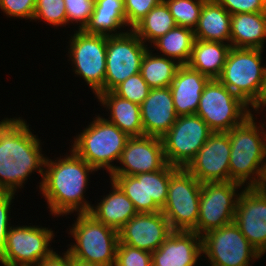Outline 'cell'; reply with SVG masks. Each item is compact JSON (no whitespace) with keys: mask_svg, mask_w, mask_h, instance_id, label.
Returning a JSON list of instances; mask_svg holds the SVG:
<instances>
[{"mask_svg":"<svg viewBox=\"0 0 266 266\" xmlns=\"http://www.w3.org/2000/svg\"><path fill=\"white\" fill-rule=\"evenodd\" d=\"M40 145L23 118L0 121V191L16 193L34 172L43 179L46 156Z\"/></svg>","mask_w":266,"mask_h":266,"instance_id":"obj_1","label":"cell"},{"mask_svg":"<svg viewBox=\"0 0 266 266\" xmlns=\"http://www.w3.org/2000/svg\"><path fill=\"white\" fill-rule=\"evenodd\" d=\"M69 151V155L56 160L46 157L43 179L38 186L54 217L71 215L74 211L89 213L93 205L84 199V193L89 175L96 170L72 149Z\"/></svg>","mask_w":266,"mask_h":266,"instance_id":"obj_2","label":"cell"},{"mask_svg":"<svg viewBox=\"0 0 266 266\" xmlns=\"http://www.w3.org/2000/svg\"><path fill=\"white\" fill-rule=\"evenodd\" d=\"M249 115L229 132L230 181L248 187H263L266 180V125Z\"/></svg>","mask_w":266,"mask_h":266,"instance_id":"obj_3","label":"cell"},{"mask_svg":"<svg viewBox=\"0 0 266 266\" xmlns=\"http://www.w3.org/2000/svg\"><path fill=\"white\" fill-rule=\"evenodd\" d=\"M263 51L256 48L231 47L221 75L217 78L253 111L255 110L254 113L262 112L265 74V65L262 63Z\"/></svg>","mask_w":266,"mask_h":266,"instance_id":"obj_4","label":"cell"},{"mask_svg":"<svg viewBox=\"0 0 266 266\" xmlns=\"http://www.w3.org/2000/svg\"><path fill=\"white\" fill-rule=\"evenodd\" d=\"M93 119L74 137L71 149L96 171L106 170L110 175L130 137L100 114Z\"/></svg>","mask_w":266,"mask_h":266,"instance_id":"obj_5","label":"cell"},{"mask_svg":"<svg viewBox=\"0 0 266 266\" xmlns=\"http://www.w3.org/2000/svg\"><path fill=\"white\" fill-rule=\"evenodd\" d=\"M75 239L67 251L74 259L114 266L119 232L97 221L89 213H77L76 221L69 229Z\"/></svg>","mask_w":266,"mask_h":266,"instance_id":"obj_6","label":"cell"},{"mask_svg":"<svg viewBox=\"0 0 266 266\" xmlns=\"http://www.w3.org/2000/svg\"><path fill=\"white\" fill-rule=\"evenodd\" d=\"M251 110L218 79H210L201 94L196 114L213 132H229L251 115Z\"/></svg>","mask_w":266,"mask_h":266,"instance_id":"obj_7","label":"cell"},{"mask_svg":"<svg viewBox=\"0 0 266 266\" xmlns=\"http://www.w3.org/2000/svg\"><path fill=\"white\" fill-rule=\"evenodd\" d=\"M201 188L202 184L185 168H178L170 176L161 212L173 231H193L197 227Z\"/></svg>","mask_w":266,"mask_h":266,"instance_id":"obj_8","label":"cell"},{"mask_svg":"<svg viewBox=\"0 0 266 266\" xmlns=\"http://www.w3.org/2000/svg\"><path fill=\"white\" fill-rule=\"evenodd\" d=\"M70 37L67 55L70 54L68 61H72V71L83 78L96 98L104 92L107 36L75 30Z\"/></svg>","mask_w":266,"mask_h":266,"instance_id":"obj_9","label":"cell"},{"mask_svg":"<svg viewBox=\"0 0 266 266\" xmlns=\"http://www.w3.org/2000/svg\"><path fill=\"white\" fill-rule=\"evenodd\" d=\"M201 237L203 257H208L211 266H250L262 257L234 221Z\"/></svg>","mask_w":266,"mask_h":266,"instance_id":"obj_10","label":"cell"},{"mask_svg":"<svg viewBox=\"0 0 266 266\" xmlns=\"http://www.w3.org/2000/svg\"><path fill=\"white\" fill-rule=\"evenodd\" d=\"M244 188L243 185L234 181L202 183L199 217L193 232L202 236L211 230L232 223L240 192Z\"/></svg>","mask_w":266,"mask_h":266,"instance_id":"obj_11","label":"cell"},{"mask_svg":"<svg viewBox=\"0 0 266 266\" xmlns=\"http://www.w3.org/2000/svg\"><path fill=\"white\" fill-rule=\"evenodd\" d=\"M213 133L197 114L178 116L161 138L166 162L185 168Z\"/></svg>","mask_w":266,"mask_h":266,"instance_id":"obj_12","label":"cell"},{"mask_svg":"<svg viewBox=\"0 0 266 266\" xmlns=\"http://www.w3.org/2000/svg\"><path fill=\"white\" fill-rule=\"evenodd\" d=\"M149 48L130 29L119 36H107L104 92L140 73L142 59Z\"/></svg>","mask_w":266,"mask_h":266,"instance_id":"obj_13","label":"cell"},{"mask_svg":"<svg viewBox=\"0 0 266 266\" xmlns=\"http://www.w3.org/2000/svg\"><path fill=\"white\" fill-rule=\"evenodd\" d=\"M54 234L52 229L38 225H13L9 229L4 258L0 263L3 266H37L54 252L49 247Z\"/></svg>","mask_w":266,"mask_h":266,"instance_id":"obj_14","label":"cell"},{"mask_svg":"<svg viewBox=\"0 0 266 266\" xmlns=\"http://www.w3.org/2000/svg\"><path fill=\"white\" fill-rule=\"evenodd\" d=\"M231 144L226 132H214L185 169L201 184L230 181Z\"/></svg>","mask_w":266,"mask_h":266,"instance_id":"obj_15","label":"cell"},{"mask_svg":"<svg viewBox=\"0 0 266 266\" xmlns=\"http://www.w3.org/2000/svg\"><path fill=\"white\" fill-rule=\"evenodd\" d=\"M234 222L261 255L266 253V189L248 187L240 192Z\"/></svg>","mask_w":266,"mask_h":266,"instance_id":"obj_16","label":"cell"},{"mask_svg":"<svg viewBox=\"0 0 266 266\" xmlns=\"http://www.w3.org/2000/svg\"><path fill=\"white\" fill-rule=\"evenodd\" d=\"M121 166L110 175H136L162 169L166 164L162 140L159 137H130L119 159Z\"/></svg>","mask_w":266,"mask_h":266,"instance_id":"obj_17","label":"cell"},{"mask_svg":"<svg viewBox=\"0 0 266 266\" xmlns=\"http://www.w3.org/2000/svg\"><path fill=\"white\" fill-rule=\"evenodd\" d=\"M119 243L149 252L157 250L173 232L162 212L137 213L119 231Z\"/></svg>","mask_w":266,"mask_h":266,"instance_id":"obj_18","label":"cell"},{"mask_svg":"<svg viewBox=\"0 0 266 266\" xmlns=\"http://www.w3.org/2000/svg\"><path fill=\"white\" fill-rule=\"evenodd\" d=\"M152 254V266H197L202 237L193 231H173Z\"/></svg>","mask_w":266,"mask_h":266,"instance_id":"obj_19","label":"cell"},{"mask_svg":"<svg viewBox=\"0 0 266 266\" xmlns=\"http://www.w3.org/2000/svg\"><path fill=\"white\" fill-rule=\"evenodd\" d=\"M140 111L145 136L162 138L178 118L169 87L151 89Z\"/></svg>","mask_w":266,"mask_h":266,"instance_id":"obj_20","label":"cell"},{"mask_svg":"<svg viewBox=\"0 0 266 266\" xmlns=\"http://www.w3.org/2000/svg\"><path fill=\"white\" fill-rule=\"evenodd\" d=\"M210 78L198 71L181 65L169 88L178 116L196 114L199 100Z\"/></svg>","mask_w":266,"mask_h":266,"instance_id":"obj_21","label":"cell"},{"mask_svg":"<svg viewBox=\"0 0 266 266\" xmlns=\"http://www.w3.org/2000/svg\"><path fill=\"white\" fill-rule=\"evenodd\" d=\"M110 182L112 192L103 195L97 205L93 204L89 214L97 221L119 231L138 212L122 189L113 180Z\"/></svg>","mask_w":266,"mask_h":266,"instance_id":"obj_22","label":"cell"},{"mask_svg":"<svg viewBox=\"0 0 266 266\" xmlns=\"http://www.w3.org/2000/svg\"><path fill=\"white\" fill-rule=\"evenodd\" d=\"M98 101L108 108V121L116 125L129 137L144 136L140 105L115 95L112 91L100 93Z\"/></svg>","mask_w":266,"mask_h":266,"instance_id":"obj_23","label":"cell"},{"mask_svg":"<svg viewBox=\"0 0 266 266\" xmlns=\"http://www.w3.org/2000/svg\"><path fill=\"white\" fill-rule=\"evenodd\" d=\"M230 27L231 47L265 48L266 12L233 14Z\"/></svg>","mask_w":266,"mask_h":266,"instance_id":"obj_24","label":"cell"},{"mask_svg":"<svg viewBox=\"0 0 266 266\" xmlns=\"http://www.w3.org/2000/svg\"><path fill=\"white\" fill-rule=\"evenodd\" d=\"M230 25L231 14L215 0H206L194 29L195 39L230 44Z\"/></svg>","mask_w":266,"mask_h":266,"instance_id":"obj_25","label":"cell"},{"mask_svg":"<svg viewBox=\"0 0 266 266\" xmlns=\"http://www.w3.org/2000/svg\"><path fill=\"white\" fill-rule=\"evenodd\" d=\"M125 26L128 24L124 0H95L94 12L83 31L88 34L119 36L125 33V30L122 31Z\"/></svg>","mask_w":266,"mask_h":266,"instance_id":"obj_26","label":"cell"},{"mask_svg":"<svg viewBox=\"0 0 266 266\" xmlns=\"http://www.w3.org/2000/svg\"><path fill=\"white\" fill-rule=\"evenodd\" d=\"M230 49L231 44L195 39L186 65L210 79H217L221 75Z\"/></svg>","mask_w":266,"mask_h":266,"instance_id":"obj_27","label":"cell"},{"mask_svg":"<svg viewBox=\"0 0 266 266\" xmlns=\"http://www.w3.org/2000/svg\"><path fill=\"white\" fill-rule=\"evenodd\" d=\"M194 41V30L176 25L155 40L153 47L162 53L161 56L174 59L180 65H186L189 62Z\"/></svg>","mask_w":266,"mask_h":266,"instance_id":"obj_28","label":"cell"},{"mask_svg":"<svg viewBox=\"0 0 266 266\" xmlns=\"http://www.w3.org/2000/svg\"><path fill=\"white\" fill-rule=\"evenodd\" d=\"M148 49L142 59L140 73L151 89L169 87L178 68L176 60L152 53Z\"/></svg>","mask_w":266,"mask_h":266,"instance_id":"obj_29","label":"cell"},{"mask_svg":"<svg viewBox=\"0 0 266 266\" xmlns=\"http://www.w3.org/2000/svg\"><path fill=\"white\" fill-rule=\"evenodd\" d=\"M176 23L171 15L168 6L162 0L156 5L141 21L131 30L145 43H152L172 30ZM148 42V43H147Z\"/></svg>","mask_w":266,"mask_h":266,"instance_id":"obj_30","label":"cell"},{"mask_svg":"<svg viewBox=\"0 0 266 266\" xmlns=\"http://www.w3.org/2000/svg\"><path fill=\"white\" fill-rule=\"evenodd\" d=\"M177 169L167 163L158 171L145 172L147 213L161 212L167 200L170 176Z\"/></svg>","mask_w":266,"mask_h":266,"instance_id":"obj_31","label":"cell"},{"mask_svg":"<svg viewBox=\"0 0 266 266\" xmlns=\"http://www.w3.org/2000/svg\"><path fill=\"white\" fill-rule=\"evenodd\" d=\"M133 202L138 213H147L146 190H145V173L136 175H109Z\"/></svg>","mask_w":266,"mask_h":266,"instance_id":"obj_32","label":"cell"},{"mask_svg":"<svg viewBox=\"0 0 266 266\" xmlns=\"http://www.w3.org/2000/svg\"><path fill=\"white\" fill-rule=\"evenodd\" d=\"M177 26L194 30L206 0H163Z\"/></svg>","mask_w":266,"mask_h":266,"instance_id":"obj_33","label":"cell"},{"mask_svg":"<svg viewBox=\"0 0 266 266\" xmlns=\"http://www.w3.org/2000/svg\"><path fill=\"white\" fill-rule=\"evenodd\" d=\"M33 20H43L54 27H66L67 16L64 0H36Z\"/></svg>","mask_w":266,"mask_h":266,"instance_id":"obj_34","label":"cell"},{"mask_svg":"<svg viewBox=\"0 0 266 266\" xmlns=\"http://www.w3.org/2000/svg\"><path fill=\"white\" fill-rule=\"evenodd\" d=\"M150 90L151 88L143 79L141 73H138L121 82L112 92L132 103L141 105L149 95Z\"/></svg>","mask_w":266,"mask_h":266,"instance_id":"obj_35","label":"cell"},{"mask_svg":"<svg viewBox=\"0 0 266 266\" xmlns=\"http://www.w3.org/2000/svg\"><path fill=\"white\" fill-rule=\"evenodd\" d=\"M64 3L67 25L76 23L77 30H84L94 12L95 0H64Z\"/></svg>","mask_w":266,"mask_h":266,"instance_id":"obj_36","label":"cell"},{"mask_svg":"<svg viewBox=\"0 0 266 266\" xmlns=\"http://www.w3.org/2000/svg\"><path fill=\"white\" fill-rule=\"evenodd\" d=\"M114 266H152V254L143 249L118 244Z\"/></svg>","mask_w":266,"mask_h":266,"instance_id":"obj_37","label":"cell"},{"mask_svg":"<svg viewBox=\"0 0 266 266\" xmlns=\"http://www.w3.org/2000/svg\"><path fill=\"white\" fill-rule=\"evenodd\" d=\"M15 195L12 192L0 191V262L4 258L9 229L13 226L10 223V209Z\"/></svg>","mask_w":266,"mask_h":266,"instance_id":"obj_38","label":"cell"},{"mask_svg":"<svg viewBox=\"0 0 266 266\" xmlns=\"http://www.w3.org/2000/svg\"><path fill=\"white\" fill-rule=\"evenodd\" d=\"M162 0H124L126 22L132 29Z\"/></svg>","mask_w":266,"mask_h":266,"instance_id":"obj_39","label":"cell"},{"mask_svg":"<svg viewBox=\"0 0 266 266\" xmlns=\"http://www.w3.org/2000/svg\"><path fill=\"white\" fill-rule=\"evenodd\" d=\"M36 0H0V9L8 17L30 21L33 19Z\"/></svg>","mask_w":266,"mask_h":266,"instance_id":"obj_40","label":"cell"},{"mask_svg":"<svg viewBox=\"0 0 266 266\" xmlns=\"http://www.w3.org/2000/svg\"><path fill=\"white\" fill-rule=\"evenodd\" d=\"M231 15L266 12V0H215Z\"/></svg>","mask_w":266,"mask_h":266,"instance_id":"obj_41","label":"cell"},{"mask_svg":"<svg viewBox=\"0 0 266 266\" xmlns=\"http://www.w3.org/2000/svg\"><path fill=\"white\" fill-rule=\"evenodd\" d=\"M37 266H73V257L67 250L62 253V255H59L56 251H54Z\"/></svg>","mask_w":266,"mask_h":266,"instance_id":"obj_42","label":"cell"},{"mask_svg":"<svg viewBox=\"0 0 266 266\" xmlns=\"http://www.w3.org/2000/svg\"><path fill=\"white\" fill-rule=\"evenodd\" d=\"M73 266H103V265L73 258Z\"/></svg>","mask_w":266,"mask_h":266,"instance_id":"obj_43","label":"cell"},{"mask_svg":"<svg viewBox=\"0 0 266 266\" xmlns=\"http://www.w3.org/2000/svg\"><path fill=\"white\" fill-rule=\"evenodd\" d=\"M266 104V67H265V74H264V85L262 89V107Z\"/></svg>","mask_w":266,"mask_h":266,"instance_id":"obj_44","label":"cell"}]
</instances>
